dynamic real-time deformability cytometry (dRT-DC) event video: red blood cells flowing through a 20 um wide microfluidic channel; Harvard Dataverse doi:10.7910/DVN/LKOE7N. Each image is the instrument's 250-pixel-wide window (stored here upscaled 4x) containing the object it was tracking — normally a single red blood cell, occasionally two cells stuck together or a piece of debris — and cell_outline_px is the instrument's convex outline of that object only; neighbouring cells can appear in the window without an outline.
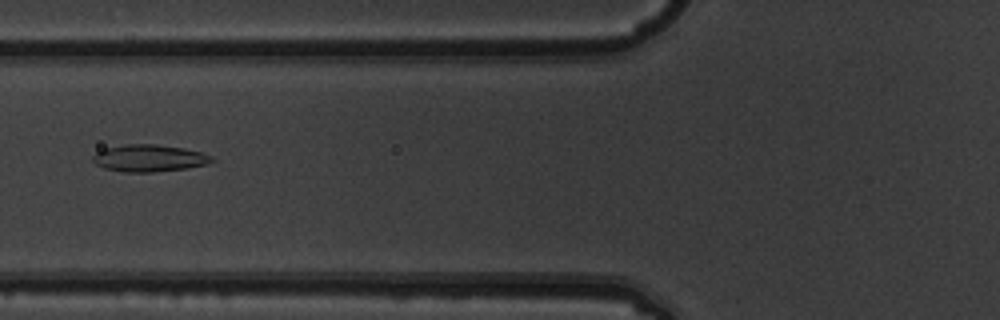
{"species": "common noctule bat (a hibernating species)", "species_latin": "Nyctalus noctula", "temperature_condition": "warm", "stored_images_in_passage": 7, "camera_frame_rate_fps": 3000, "um_per_image_px": 0.085, "animal": {"sex": "male", "body_mass_g": 19.5, "forearm_length_mm": 54.6}, "frame": {"image": 1, "passage_image": 6, "time_ms": 1.667, "image_size_px": [1000, 320], "cell_outline_px": [[216, 160], [208, 164], [188, 168], [152, 172], [124, 172], [104, 168], [96, 164], [92, 160], [92, 156], [96, 152], [104, 148], [124, 144], [156, 144], [184, 148], [200, 152], [212, 156]], "centroid_in_image_um": [12.68, 13.44], "position_along_channel_um": 113.1, "area_um2": 18.9}}
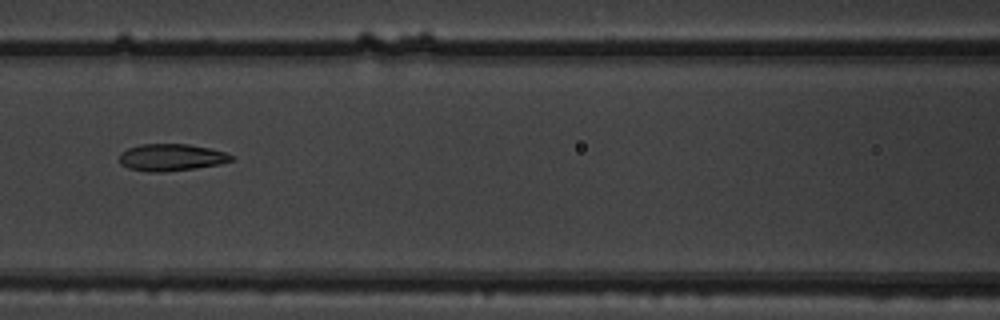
{"frame": {"image": 2, "passage_image": 7, "time_ms": 2.0, "image_size_px": [1000, 320], "cell_outline_px": [[236, 160], [220, 164], [196, 168], [160, 172], [148, 172], [128, 168], [120, 164], [120, 152], [128, 148], [140, 144], [188, 144], [208, 148], [224, 152], [236, 156]], "centroid_in_image_um": [14.58, 13.38], "position_along_channel_um": 152.0, "area_um2": 17.74}}